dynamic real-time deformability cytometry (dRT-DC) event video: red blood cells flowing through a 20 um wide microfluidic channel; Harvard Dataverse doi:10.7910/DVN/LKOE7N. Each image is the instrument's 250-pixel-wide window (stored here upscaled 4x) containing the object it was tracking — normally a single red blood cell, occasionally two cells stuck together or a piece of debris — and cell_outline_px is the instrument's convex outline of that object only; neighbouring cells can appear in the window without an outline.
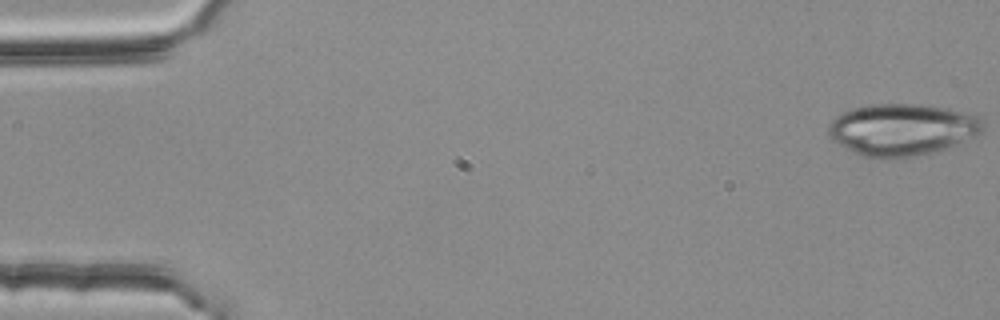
{"species": "common noctule bat (a hibernating species)", "species_latin": "Nyctalus noctula", "temperature_condition": "room temperature", "stored_images_in_passage": 39, "camera_frame_rate_fps": 3000, "um_per_image_px": 0.085, "animal": {"sex": "female", "body_mass_g": 25.1}, "frame": {"image": 1, "passage_image": 1, "time_ms": 0.0, "image_size_px": [1000, 320], "cell_outline_px": [[984, 132], [952, 148], [912, 156], [888, 160], [880, 160], [860, 156], [844, 148], [832, 140], [828, 136], [828, 124], [836, 116], [852, 108], [872, 104], [924, 104], [948, 108], [980, 116], [984, 124]], "centroid_in_image_um": [76.7, 11.04], "position_along_channel_um": 8.3, "area_um2": 47.8}}